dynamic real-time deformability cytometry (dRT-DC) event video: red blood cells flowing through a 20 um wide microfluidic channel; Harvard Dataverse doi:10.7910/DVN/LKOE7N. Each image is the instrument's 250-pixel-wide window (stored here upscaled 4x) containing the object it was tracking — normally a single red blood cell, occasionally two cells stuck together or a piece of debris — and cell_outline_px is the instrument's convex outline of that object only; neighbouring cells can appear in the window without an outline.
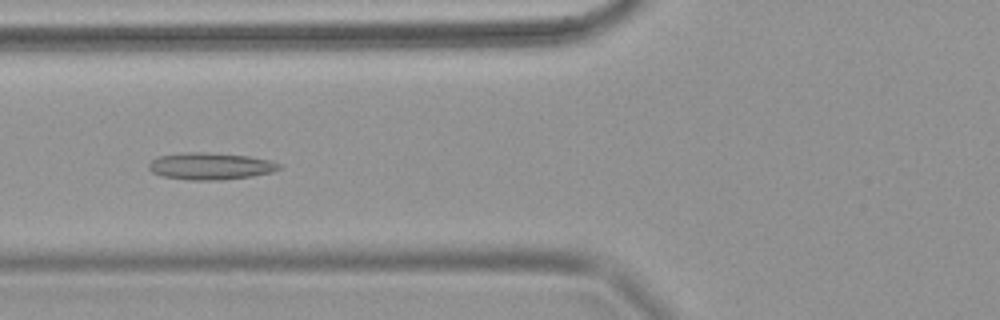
{"species": "common noctule bat (a hibernating species)", "species_latin": "Nyctalus noctula", "temperature_condition": "warm", "stored_images_in_passage": 68, "camera_frame_rate_fps": 3000, "um_per_image_px": 0.085, "animal": {"sex": "female", "body_mass_g": 18.4}, "frame": {"image": 1, "passage_image": 28, "time_ms": 9.0, "image_size_px": [1000, 320], "cell_outline_px": [[280, 168], [272, 172], [252, 176], [220, 180], [192, 180], [160, 176], [152, 172], [148, 168], [148, 164], [156, 156], [188, 152], [200, 152], [248, 156], [272, 160], [280, 164]], "centroid_in_image_um": [17.86, 14.12], "position_along_channel_um": 107.9, "area_um2": 20.46}}
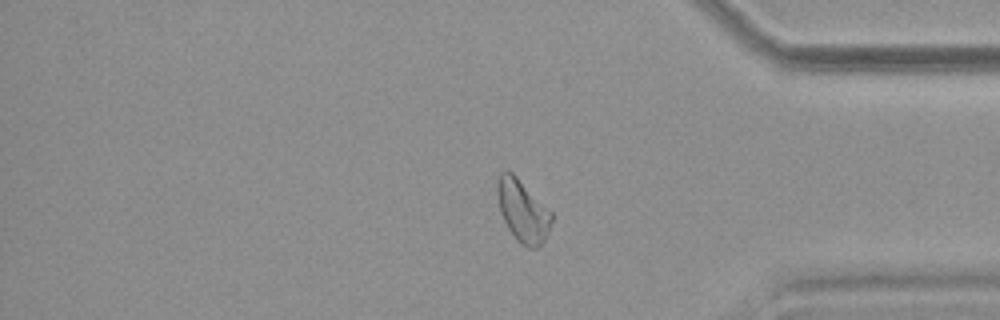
{"frame": {"image": 2, "passage_image": 57, "time_ms": 18.667, "image_size_px": [1000, 320], "cell_outline_px": [[552, 220], [544, 240], [536, 248], [528, 248], [520, 244], [516, 240], [508, 228], [500, 212], [496, 192], [496, 184], [500, 172], [504, 168], [508, 168], [552, 212]], "centroid_in_image_um": [44.39, 17.89], "position_along_channel_um": 390.8, "area_um2": 19.71}}
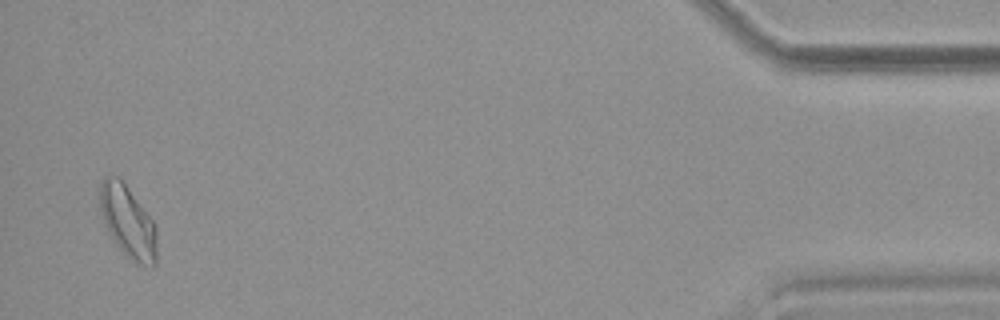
{"frame": {"image": 3, "passage_image": 66, "time_ms": 21.667, "image_size_px": [1000, 320], "cell_outline_px": [[156, 264], [152, 268], [140, 264], [132, 260], [116, 244], [108, 232], [104, 224], [100, 212], [100, 184], [104, 176], [120, 176], [152, 220], [156, 228]], "centroid_in_image_um": [10.86, 18.82], "position_along_channel_um": 424.3, "area_um2": 23.87}}